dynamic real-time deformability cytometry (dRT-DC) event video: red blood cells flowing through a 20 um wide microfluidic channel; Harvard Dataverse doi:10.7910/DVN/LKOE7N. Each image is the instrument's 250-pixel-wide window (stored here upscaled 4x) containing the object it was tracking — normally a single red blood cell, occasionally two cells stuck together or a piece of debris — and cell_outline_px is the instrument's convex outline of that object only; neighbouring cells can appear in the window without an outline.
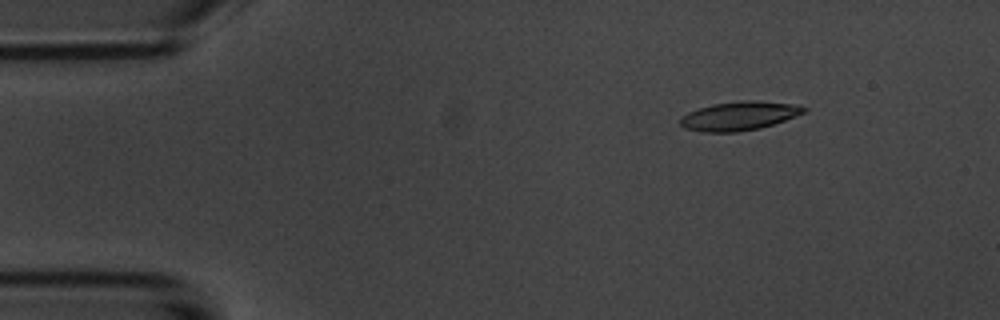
{"species": "common noctule bat (a hibernating species)", "species_latin": "Nyctalus noctula", "temperature_condition": "room temperature", "stored_images_in_passage": 7, "camera_frame_rate_fps": 3000, "um_per_image_px": 0.085, "animal": {"sex": "male", "body_mass_g": 20.1, "forearm_length_mm": 53.5}, "frame": {"image": 1, "passage_image": 2, "time_ms": 1.0, "image_size_px": [1000, 320], "cell_outline_px": [[808, 108], [804, 112], [784, 120], [760, 128], [736, 132], [700, 132], [684, 128], [680, 124], [680, 120], [688, 112], [712, 104], [744, 100], [756, 100], [792, 104]], "centroid_in_image_um": [62.8, 9.85], "position_along_channel_um": 22.2, "area_um2": 20.52}}
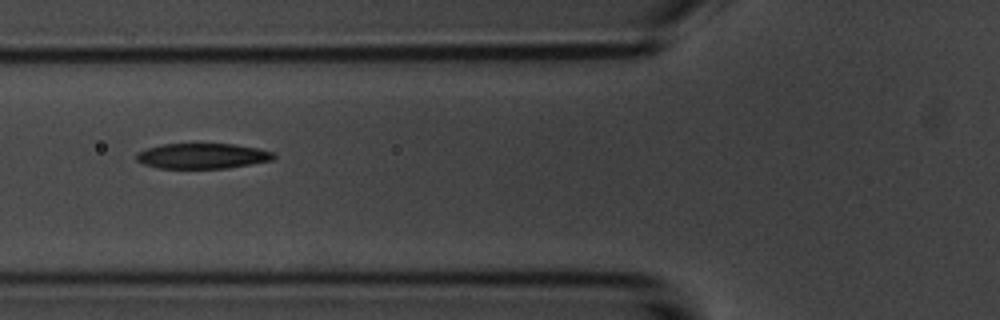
{"frame": {"image": 2, "passage_image": 5, "time_ms": 5.333, "image_size_px": [1000, 320], "cell_outline_px": [[276, 156], [272, 160], [228, 168], [156, 168], [144, 164], [136, 160], [136, 152], [148, 148], [164, 144], [232, 144], [256, 148], [272, 152]], "centroid_in_image_um": [17.17, 13.26], "position_along_channel_um": 108.6, "area_um2": 20.11}}
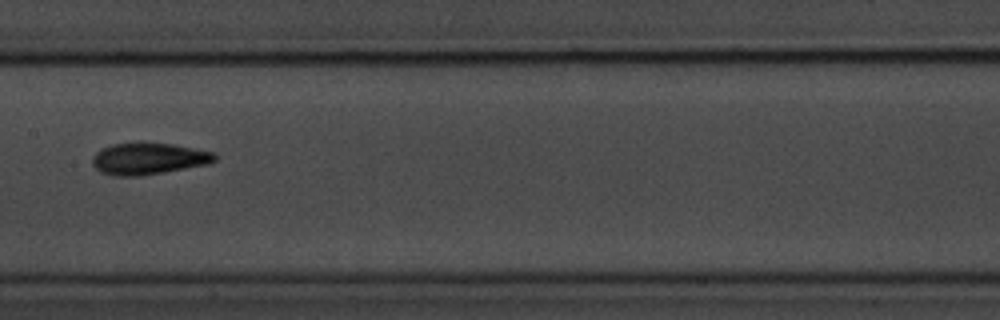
{"frame": {"image": 3, "passage_image": 7, "time_ms": 7.667, "image_size_px": [1000, 320], "cell_outline_px": [[216, 160], [208, 164], [164, 172], [136, 176], [116, 176], [100, 172], [92, 164], [92, 156], [100, 148], [112, 144], [136, 140], [140, 140], [172, 144], [216, 152]], "centroid_in_image_um": [12.59, 13.44], "position_along_channel_um": 194.8, "area_um2": 23.24}}